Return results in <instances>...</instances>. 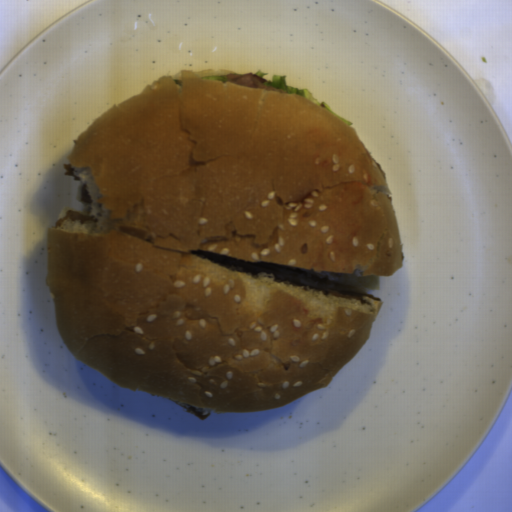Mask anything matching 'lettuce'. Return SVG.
<instances>
[{
  "label": "lettuce",
  "instance_id": "1",
  "mask_svg": "<svg viewBox=\"0 0 512 512\" xmlns=\"http://www.w3.org/2000/svg\"><path fill=\"white\" fill-rule=\"evenodd\" d=\"M286 77H287V75H284V74H274L272 76L271 80H266L265 79V82L263 84H265L266 86L273 87V88L284 89L285 93H293V94H296V95L303 96V97L311 100L312 102H314V103H316L318 105H322L326 110H328L329 112L334 114L336 117L341 119L348 126L349 125H353V123L348 121L346 118H342L339 114H337L335 111H333L328 106V104L326 102H320L316 98H313V94L308 89H306V88L305 89H299V88H295V87H291V86L287 85L286 84Z\"/></svg>",
  "mask_w": 512,
  "mask_h": 512
},
{
  "label": "lettuce",
  "instance_id": "2",
  "mask_svg": "<svg viewBox=\"0 0 512 512\" xmlns=\"http://www.w3.org/2000/svg\"><path fill=\"white\" fill-rule=\"evenodd\" d=\"M201 79L222 81L223 83L224 82H229L227 76H225V77H204V78H201Z\"/></svg>",
  "mask_w": 512,
  "mask_h": 512
},
{
  "label": "lettuce",
  "instance_id": "3",
  "mask_svg": "<svg viewBox=\"0 0 512 512\" xmlns=\"http://www.w3.org/2000/svg\"><path fill=\"white\" fill-rule=\"evenodd\" d=\"M252 75H254V76L259 77V78H261V79H262L263 75H266V76H267V75H269V74H268L267 72H262V71H261V69H258V70L256 71V73H255V74H252Z\"/></svg>",
  "mask_w": 512,
  "mask_h": 512
}]
</instances>
